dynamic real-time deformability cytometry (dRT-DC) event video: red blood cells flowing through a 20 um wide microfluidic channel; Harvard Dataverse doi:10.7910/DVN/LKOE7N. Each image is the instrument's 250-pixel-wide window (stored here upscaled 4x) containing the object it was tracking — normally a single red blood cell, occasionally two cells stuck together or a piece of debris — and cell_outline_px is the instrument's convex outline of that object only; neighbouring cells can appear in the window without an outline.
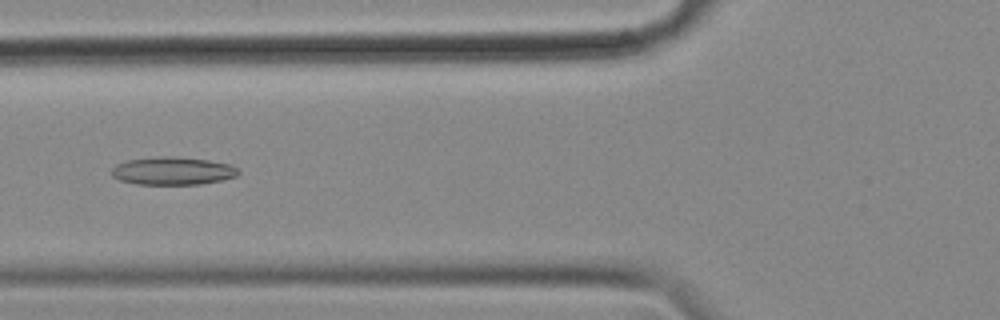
{"species": "common noctule bat (a hibernating species)", "species_latin": "Nyctalus noctula", "temperature_condition": "cold", "stored_images_in_passage": 14, "camera_frame_rate_fps": 3000, "um_per_image_px": 0.085, "animal": {"sex": "female", "body_mass_g": 18.4}, "frame": {"image": 1, "passage_image": 7, "time_ms": 2.0, "image_size_px": [1000, 320], "cell_outline_px": [[240, 172], [236, 176], [220, 180], [200, 184], [136, 184], [120, 180], [112, 176], [112, 168], [116, 164], [128, 160], [160, 156], [172, 156], [208, 160], [232, 164]], "centroid_in_image_um": [14.68, 14.52], "position_along_channel_um": 111.1, "area_um2": 20.52}}
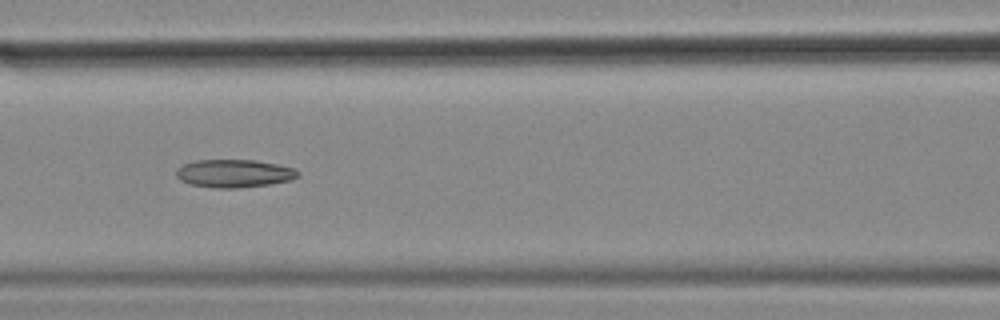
{"frame": {"image": 2, "passage_image": 10, "time_ms": 3.0, "image_size_px": [1000, 320], "cell_outline_px": [[300, 176], [292, 180], [268, 184], [236, 188], [216, 188], [192, 184], [180, 180], [176, 176], [176, 168], [192, 160], [256, 160], [296, 168], [300, 172]], "centroid_in_image_um": [19.92, 14.73], "position_along_channel_um": 146.7, "area_um2": 19.94}}